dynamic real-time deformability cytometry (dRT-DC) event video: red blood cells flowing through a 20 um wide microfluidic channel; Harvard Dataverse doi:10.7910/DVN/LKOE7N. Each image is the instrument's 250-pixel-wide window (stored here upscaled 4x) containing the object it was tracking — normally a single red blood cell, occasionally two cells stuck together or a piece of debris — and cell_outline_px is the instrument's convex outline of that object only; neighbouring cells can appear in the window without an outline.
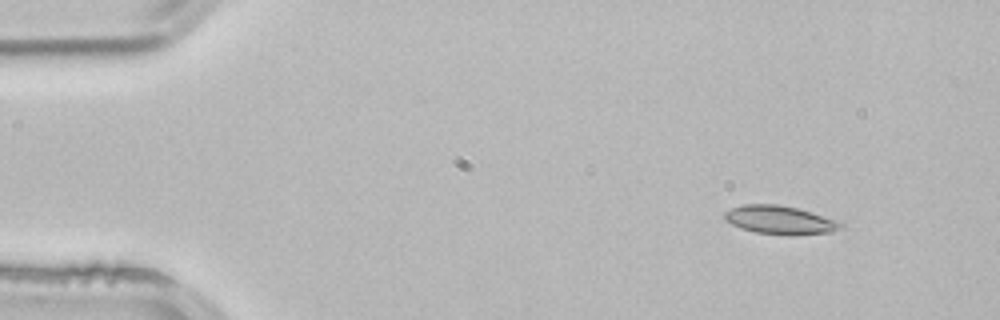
{"species": "common noctule bat (a hibernating species)", "species_latin": "Nyctalus noctula", "temperature_condition": "room temperature", "stored_images_in_passage": 3, "camera_frame_rate_fps": 3000, "um_per_image_px": 0.085, "animal": {"sex": "male", "body_mass_g": 21.5, "forearm_length_mm": 52.0}, "frame": {"image": 1, "passage_image": 1, "time_ms": 0.0, "image_size_px": [1000, 320], "cell_outline_px": [[844, 228], [832, 232], [756, 232], [740, 228], [724, 220], [724, 212], [732, 208], [744, 204], [776, 204], [796, 208], [844, 224]], "centroid_in_image_um": [66.18, 18.65], "position_along_channel_um": 18.8, "area_um2": 17.98}}
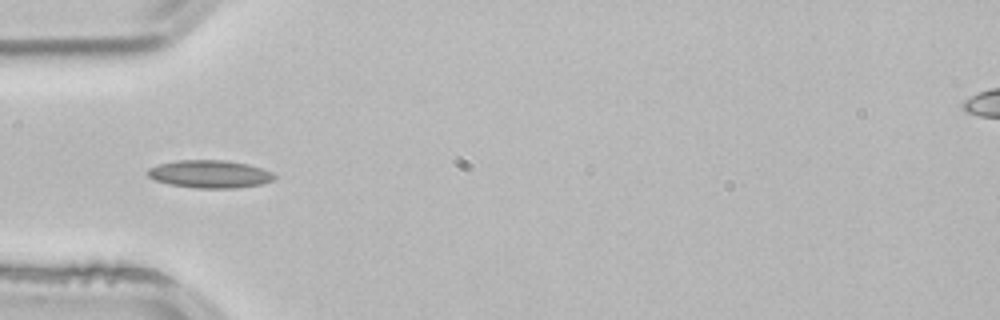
{"frame": {"image": 2, "passage_image": 3, "time_ms": 0.667, "image_size_px": [1000, 320], "cell_outline_px": [[276, 176], [272, 180], [260, 184], [236, 188], [196, 188], [168, 184], [156, 180], [148, 176], [144, 172], [148, 168], [160, 164], [176, 160], [228, 160], [248, 164], [272, 172]], "centroid_in_image_um": [17.8, 14.79], "position_along_channel_um": 67.2, "area_um2": 20.52}}